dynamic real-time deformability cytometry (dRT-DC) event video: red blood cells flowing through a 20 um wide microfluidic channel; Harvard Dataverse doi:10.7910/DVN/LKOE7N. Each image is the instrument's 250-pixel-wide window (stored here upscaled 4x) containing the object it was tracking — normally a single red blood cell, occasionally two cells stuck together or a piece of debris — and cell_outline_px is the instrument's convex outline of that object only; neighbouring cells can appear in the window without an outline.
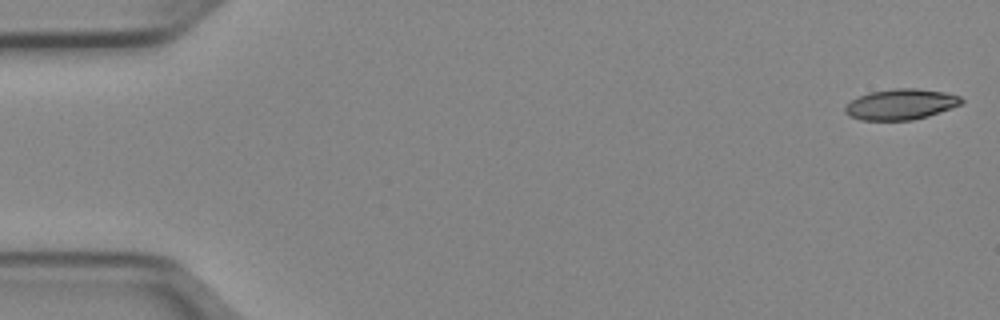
{"species": "Egyptian fruit bat (a non-hibernating species)", "species_latin": "Rousettus aegyptiacus", "temperature_condition": "cold", "stored_images_in_passage": 15, "camera_frame_rate_fps": 3000, "um_per_image_px": 0.085, "animal": {"sex": "female"}, "frame": {"image": 1, "passage_image": 1, "time_ms": 0.0, "image_size_px": [1000, 320], "cell_outline_px": [[964, 100], [960, 104], [928, 116], [912, 120], [860, 120], [848, 116], [844, 112], [844, 108], [852, 100], [868, 92], [892, 88], [916, 88], [944, 92], [960, 96]], "centroid_in_image_um": [76.53, 8.86], "position_along_channel_um": 8.5, "area_um2": 20.75}}
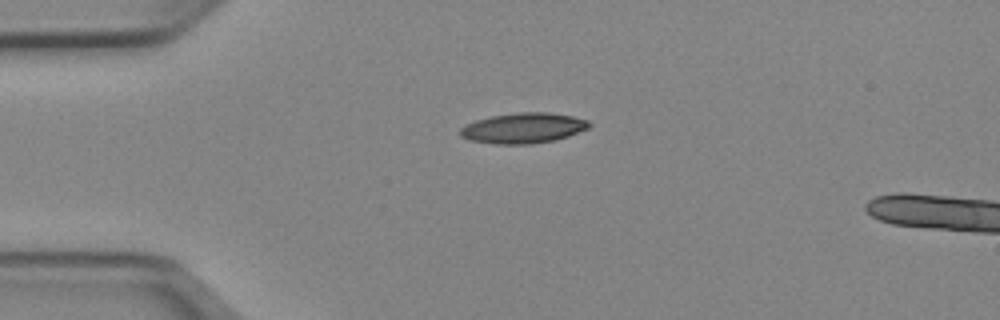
{"frame": {"image": 2, "passage_image": 12, "time_ms": 3.667, "image_size_px": [1000, 320], "cell_outline_px": [[592, 124], [588, 128], [568, 136], [556, 140], [528, 144], [496, 144], [468, 140], [460, 136], [460, 128], [464, 124], [476, 120], [492, 116], [520, 112], [548, 112], [572, 116], [588, 120]], "centroid_in_image_um": [44.46, 10.89], "position_along_channel_um": 40.5, "area_um2": 22.89}}